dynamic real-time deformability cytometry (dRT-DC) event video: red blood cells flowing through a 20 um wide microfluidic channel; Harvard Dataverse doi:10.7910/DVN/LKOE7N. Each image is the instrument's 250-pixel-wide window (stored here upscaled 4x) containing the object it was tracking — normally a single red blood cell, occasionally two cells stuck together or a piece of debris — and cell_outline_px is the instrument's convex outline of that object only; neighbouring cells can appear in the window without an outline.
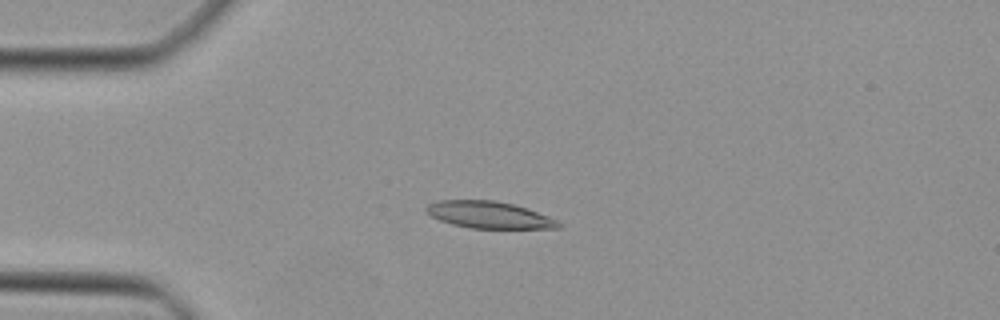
{"species": "Egyptian fruit bat (a non-hibernating species)", "species_latin": "Rousettus aegyptiacus", "temperature_condition": "cold", "stored_images_in_passage": 46, "camera_frame_rate_fps": 3000, "um_per_image_px": 0.085, "animal": {"sex": "female"}, "frame": {"image": 1, "passage_image": 11, "time_ms": 3.333, "image_size_px": [1000, 320], "cell_outline_px": [[560, 228], [468, 228], [452, 224], [440, 220], [432, 216], [424, 208], [428, 204], [440, 200], [492, 200], [512, 204], [528, 208], [560, 220]], "centroid_in_image_um": [41.6, 18.26], "position_along_channel_um": 43.4, "area_um2": 20.69}}
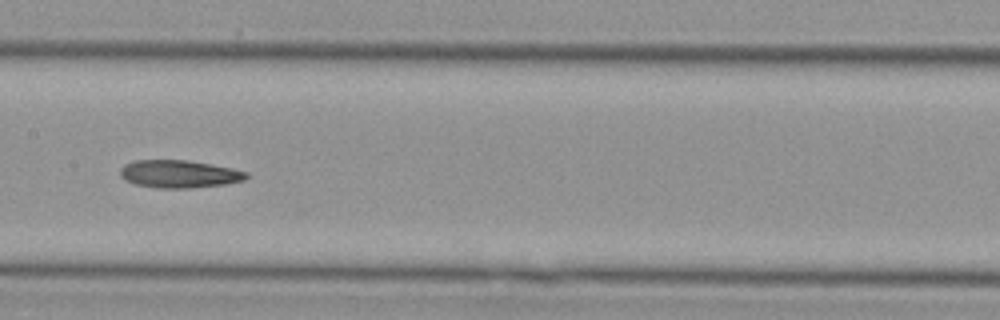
{"frame": {"image": 2, "passage_image": 23, "time_ms": 7.333, "image_size_px": [1000, 320], "cell_outline_px": [[248, 176], [244, 180], [224, 184], [188, 188], [156, 188], [136, 184], [124, 180], [120, 176], [120, 168], [124, 164], [136, 160], [188, 160], [232, 168], [248, 172]], "centroid_in_image_um": [15.2, 14.78], "position_along_channel_um": 192.2, "area_um2": 20.35}}
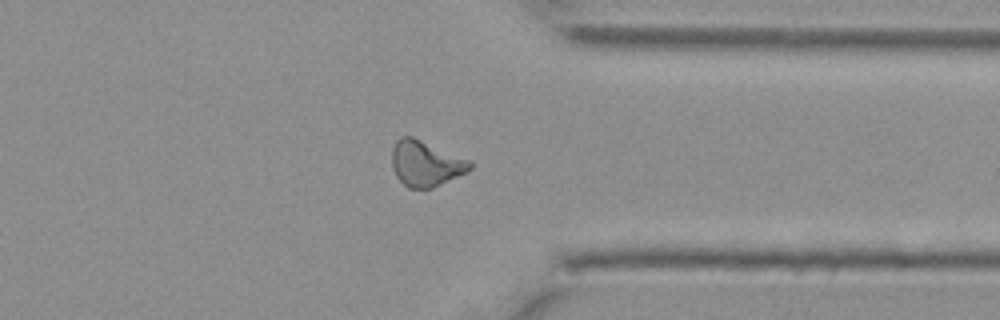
{"frame": {"image": 3, "passage_image": 36, "time_ms": 11.667, "image_size_px": [1000, 320], "cell_outline_px": [[472, 168], [432, 188], [408, 188], [396, 176], [392, 168], [392, 148], [396, 140], [400, 136], [412, 136], [468, 160], [472, 164]], "centroid_in_image_um": [36.11, 13.89], "position_along_channel_um": 375.3, "area_um2": 20.29}}